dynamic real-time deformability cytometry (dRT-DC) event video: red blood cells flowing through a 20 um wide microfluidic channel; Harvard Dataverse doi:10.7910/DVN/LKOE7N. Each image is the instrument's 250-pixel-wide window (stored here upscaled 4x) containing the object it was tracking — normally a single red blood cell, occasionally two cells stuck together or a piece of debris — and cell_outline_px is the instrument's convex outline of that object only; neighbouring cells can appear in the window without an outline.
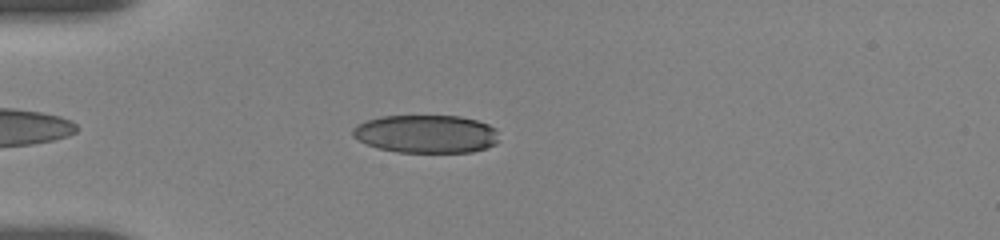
{"species": "human", "species_latin": "Homo sapiens", "temperature_condition": "room temperature", "stored_images_in_passage": 10, "camera_frame_rate_fps": 3000, "um_per_image_px": 0.085, "donor": {"sex": "female"}, "frame": {"image": 1, "passage_image": 4, "time_ms": 1.333, "image_size_px": [1000, 240], "cell_outline_px": [[496, 144], [488, 148], [472, 152], [396, 152], [380, 148], [368, 144], [352, 136], [352, 128], [356, 124], [380, 116], [460, 116], [476, 120], [488, 124], [496, 128]], "centroid_in_image_um": [36.22, 11.38], "position_along_channel_um": 48.8, "area_um2": 32.43}}